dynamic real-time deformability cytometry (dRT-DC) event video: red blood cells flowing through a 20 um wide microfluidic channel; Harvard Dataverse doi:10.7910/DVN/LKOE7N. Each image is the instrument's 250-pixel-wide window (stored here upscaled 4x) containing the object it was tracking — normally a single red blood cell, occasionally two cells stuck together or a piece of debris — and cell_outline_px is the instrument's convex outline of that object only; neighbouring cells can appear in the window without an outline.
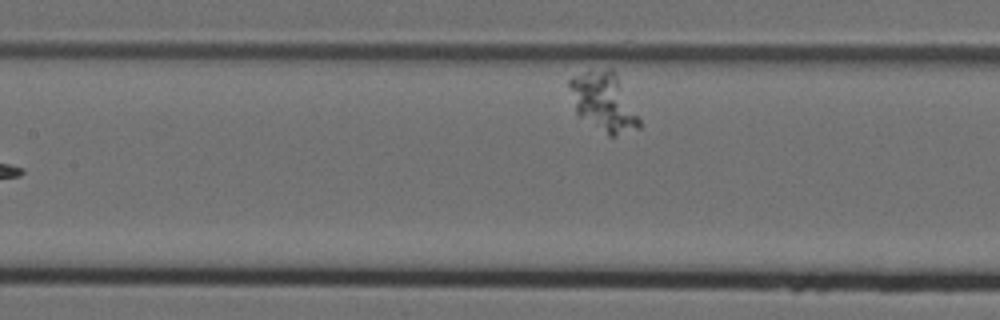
{"species": "Egyptian fruit bat (a non-hibernating species)", "species_latin": "Rousettus aegyptiacus", "temperature_condition": "cold", "stored_images_in_passage": 6, "camera_frame_rate_fps": 3000, "um_per_image_px": 0.085, "animal": {"sex": "female"}, "frame": {"image": 1, "passage_image": 6, "time_ms": 1.667, "image_size_px": [1000, 320], "cell_outline_px": [[640, 128], [616, 136], [608, 136], [580, 116], [576, 112], [568, 84], [568, 80], [572, 76], [584, 72], [608, 68], [612, 68], [616, 72], [640, 120]], "centroid_in_image_um": [51.31, 8.65], "position_along_channel_um": 156.1, "area_um2": 23.76}}